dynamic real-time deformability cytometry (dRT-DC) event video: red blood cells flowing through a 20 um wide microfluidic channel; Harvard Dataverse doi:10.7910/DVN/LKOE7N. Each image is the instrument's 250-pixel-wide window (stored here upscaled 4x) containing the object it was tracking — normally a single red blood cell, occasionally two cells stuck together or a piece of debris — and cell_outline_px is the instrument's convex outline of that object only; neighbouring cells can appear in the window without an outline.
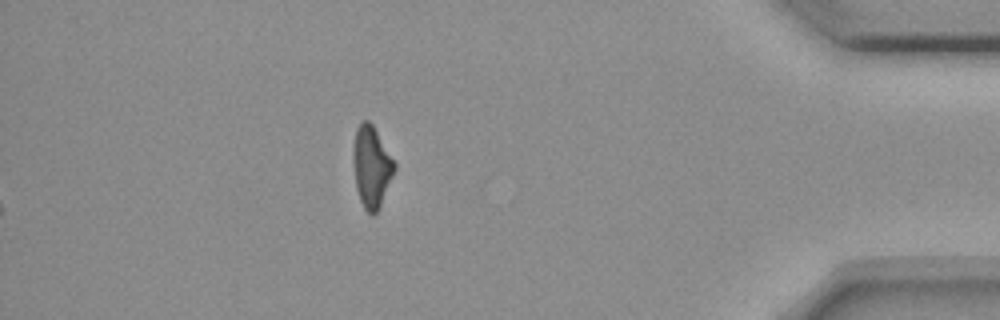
{"species": "common noctule bat (a hibernating species)", "species_latin": "Nyctalus noctula", "temperature_condition": "room temperature", "stored_images_in_passage": 53, "camera_frame_rate_fps": 3000, "um_per_image_px": 0.085, "animal": {"sex": "female", "body_mass_g": 18.4}, "frame": {"image": 1, "passage_image": 53, "time_ms": 17.333, "image_size_px": [1000, 320], "cell_outline_px": [[396, 168], [380, 208], [372, 216], [364, 208], [360, 200], [356, 188], [352, 160], [352, 148], [356, 128], [360, 120], [368, 120], [372, 124], [396, 164]], "centroid_in_image_um": [31.56, 14.16], "position_along_channel_um": 403.6, "area_um2": 19.77}}